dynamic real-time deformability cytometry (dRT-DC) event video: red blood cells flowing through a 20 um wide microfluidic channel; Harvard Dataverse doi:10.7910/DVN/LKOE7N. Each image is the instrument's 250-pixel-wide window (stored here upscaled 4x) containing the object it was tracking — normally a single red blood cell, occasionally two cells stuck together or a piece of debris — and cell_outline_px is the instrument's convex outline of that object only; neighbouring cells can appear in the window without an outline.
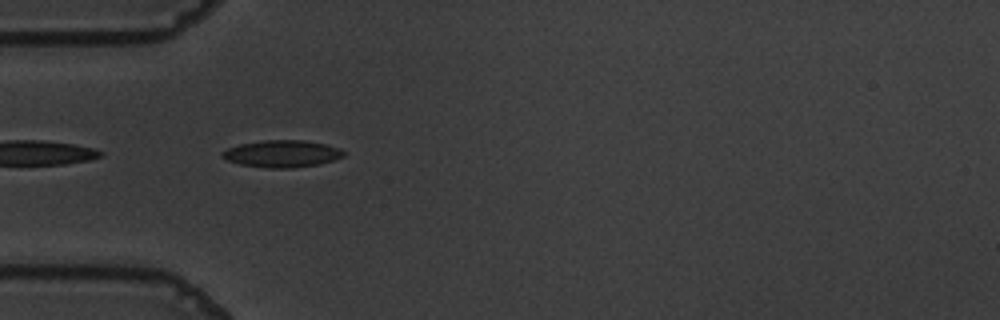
{"species": "common noctule bat (a hibernating species)", "species_latin": "Nyctalus noctula", "temperature_condition": "warm", "stored_images_in_passage": 41, "camera_frame_rate_fps": 3000, "um_per_image_px": 0.085, "animal": {"sex": "male", "body_mass_g": 19.5, "forearm_length_mm": 54.6}, "frame": {"image": 1, "passage_image": 3, "time_ms": 0.667, "image_size_px": [1000, 320], "cell_outline_px": [[344, 156], [320, 164], [292, 168], [268, 168], [240, 164], [228, 160], [220, 156], [220, 152], [228, 148], [240, 144], [264, 140], [304, 140], [324, 144], [340, 148], [344, 152]], "centroid_in_image_um": [23.95, 13.07], "position_along_channel_um": 61.0, "area_um2": 19.07}}
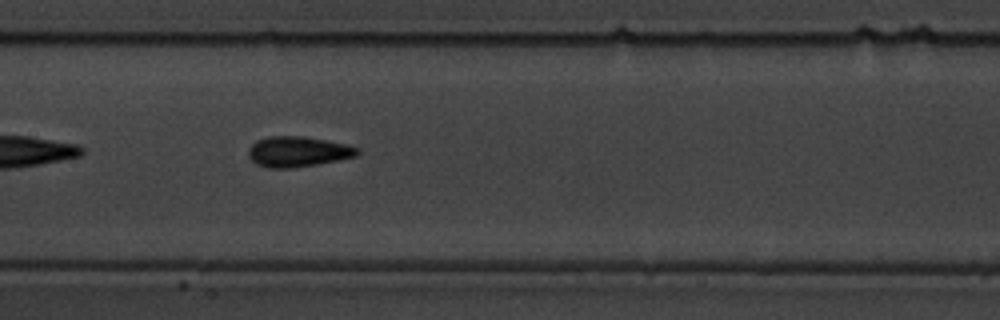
{"frame": {"image": 2, "passage_image": 13, "time_ms": 4.0, "image_size_px": [1000, 320], "cell_outline_px": [[360, 152], [356, 156], [340, 160], [292, 168], [268, 168], [256, 164], [248, 156], [248, 148], [256, 140], [268, 136], [304, 136], [344, 144], [360, 148]], "centroid_in_image_um": [25.3, 12.89], "position_along_channel_um": 182.1, "area_um2": 19.36}}
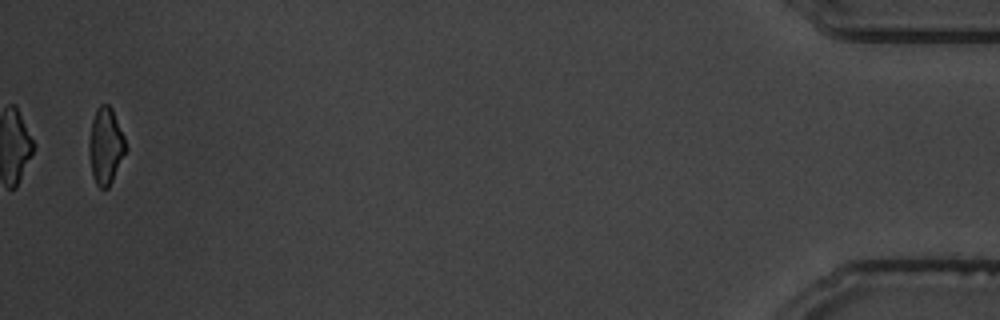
{"frame": {"image": 3, "passage_image": 40, "time_ms": 13.0, "image_size_px": [1000, 320], "cell_outline_px": [[128, 148], [108, 188], [100, 188], [96, 184], [92, 176], [88, 152], [88, 144], [92, 120], [96, 108], [100, 104], [108, 104], [112, 108], [124, 136]], "centroid_in_image_um": [8.97, 12.39], "position_along_channel_um": 426.2, "area_um2": 16.53}, "authors_computed_cell_mechanics": {"area_um2": 18.2648, "velocity_mm_per_s": 3.6876, "shape_relaxation_time_tau1_ms": 6.5116, "shape_relaxation_time_tau2_ms": 1.4251, "deformation_change_tau1": 0.1576, "deformation_change_tau2": 0.0867}}